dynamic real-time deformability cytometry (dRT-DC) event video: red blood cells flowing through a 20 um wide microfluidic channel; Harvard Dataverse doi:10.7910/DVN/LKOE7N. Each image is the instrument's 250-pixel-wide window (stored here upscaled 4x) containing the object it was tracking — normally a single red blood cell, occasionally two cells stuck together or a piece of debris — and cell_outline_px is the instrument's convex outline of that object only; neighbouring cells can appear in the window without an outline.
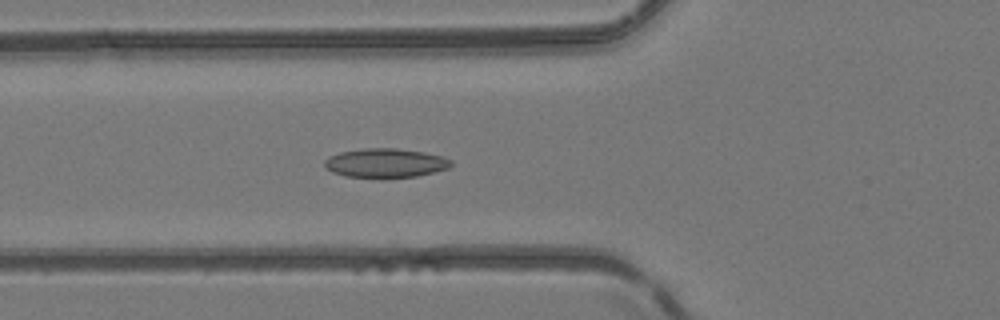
{"species": "common noctule bat (a hibernating species)", "species_latin": "Nyctalus noctula", "temperature_condition": "room temperature", "stored_images_in_passage": 46, "camera_frame_rate_fps": 3000, "um_per_image_px": 0.085, "animal": {"sex": "female", "body_mass_g": 24.6, "forearm_length_mm": 56.2}, "frame": {"image": 1, "passage_image": 14, "time_ms": 4.333, "image_size_px": [1000, 320], "cell_outline_px": [[452, 164], [448, 168], [416, 176], [384, 180], [380, 180], [344, 176], [332, 172], [324, 168], [324, 160], [328, 156], [340, 152], [364, 148], [396, 148], [424, 152], [444, 156], [452, 160]], "centroid_in_image_um": [32.72, 13.89], "position_along_channel_um": 93.1, "area_um2": 22.25}}
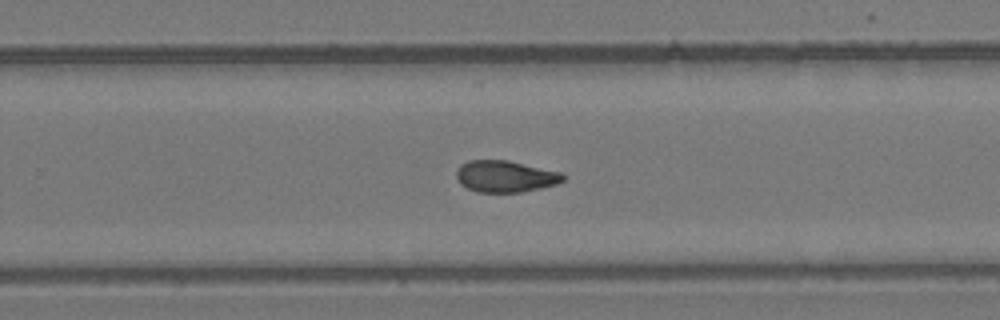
{"frame": {"image": 2, "passage_image": 28, "time_ms": 9.0, "image_size_px": [1000, 320], "cell_outline_px": [[564, 180], [556, 184], [540, 188], [520, 192], [476, 192], [460, 184], [456, 176], [456, 172], [460, 164], [468, 160], [508, 160], [560, 172], [564, 176]], "centroid_in_image_um": [42.91, 14.99], "position_along_channel_um": 286.9, "area_um2": 19.59}}
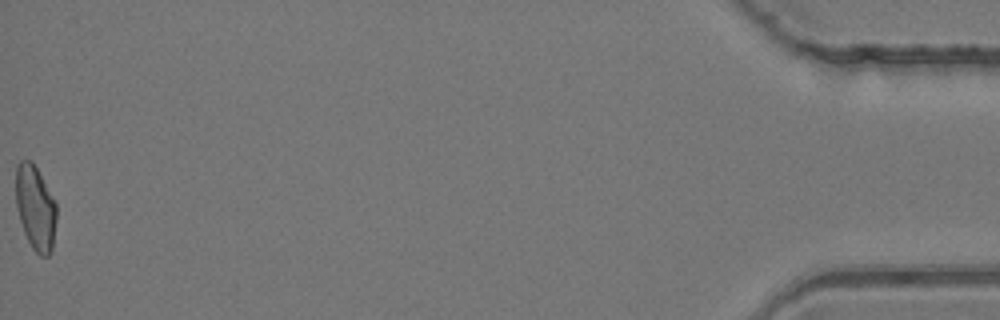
{"frame": {"image": 3, "passage_image": 46, "time_ms": 15.0, "image_size_px": [1000, 320], "cell_outline_px": [[56, 220], [52, 252], [48, 256], [40, 256], [32, 248], [24, 232], [20, 220], [16, 204], [16, 164], [20, 160], [32, 160], [56, 204]], "centroid_in_image_um": [3.01, 17.67], "position_along_channel_um": 432.2, "area_um2": 19.94}, "authors_computed_cell_mechanics": {"area_um2": 20.0277, "velocity_mm_per_s": 4.1535, "shape_relaxation_time_tau1_ms": null, "shape_relaxation_time_tau2_ms": 2.7589, "deformation_change_tau1": null, "deformation_change_tau2": 0.084}}